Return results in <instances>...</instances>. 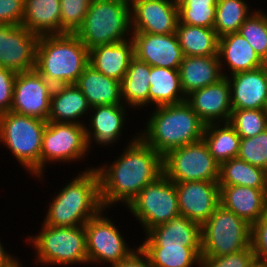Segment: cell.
<instances>
[{
  "mask_svg": "<svg viewBox=\"0 0 267 267\" xmlns=\"http://www.w3.org/2000/svg\"><path fill=\"white\" fill-rule=\"evenodd\" d=\"M132 138L114 163L96 167L104 209L119 202L127 207L144 187L163 174V157L138 134Z\"/></svg>",
  "mask_w": 267,
  "mask_h": 267,
  "instance_id": "6da1fadb",
  "label": "cell"
},
{
  "mask_svg": "<svg viewBox=\"0 0 267 267\" xmlns=\"http://www.w3.org/2000/svg\"><path fill=\"white\" fill-rule=\"evenodd\" d=\"M138 136L162 157L170 150L202 140L206 124L185 101L153 108Z\"/></svg>",
  "mask_w": 267,
  "mask_h": 267,
  "instance_id": "7a4b0ae2",
  "label": "cell"
},
{
  "mask_svg": "<svg viewBox=\"0 0 267 267\" xmlns=\"http://www.w3.org/2000/svg\"><path fill=\"white\" fill-rule=\"evenodd\" d=\"M81 172L53 197L43 224L52 227L81 226L104 209L97 169L87 167Z\"/></svg>",
  "mask_w": 267,
  "mask_h": 267,
  "instance_id": "3957f363",
  "label": "cell"
},
{
  "mask_svg": "<svg viewBox=\"0 0 267 267\" xmlns=\"http://www.w3.org/2000/svg\"><path fill=\"white\" fill-rule=\"evenodd\" d=\"M89 64V49L75 34L39 36L35 70L53 87L75 84Z\"/></svg>",
  "mask_w": 267,
  "mask_h": 267,
  "instance_id": "277c9868",
  "label": "cell"
},
{
  "mask_svg": "<svg viewBox=\"0 0 267 267\" xmlns=\"http://www.w3.org/2000/svg\"><path fill=\"white\" fill-rule=\"evenodd\" d=\"M132 32L130 5L116 0H92L75 35L90 50L131 39Z\"/></svg>",
  "mask_w": 267,
  "mask_h": 267,
  "instance_id": "5b68a950",
  "label": "cell"
},
{
  "mask_svg": "<svg viewBox=\"0 0 267 267\" xmlns=\"http://www.w3.org/2000/svg\"><path fill=\"white\" fill-rule=\"evenodd\" d=\"M47 121L8 111L0 114V142L32 176H41L42 136Z\"/></svg>",
  "mask_w": 267,
  "mask_h": 267,
  "instance_id": "8992f818",
  "label": "cell"
},
{
  "mask_svg": "<svg viewBox=\"0 0 267 267\" xmlns=\"http://www.w3.org/2000/svg\"><path fill=\"white\" fill-rule=\"evenodd\" d=\"M39 234L29 235L27 240L36 252L39 265L88 264L86 231L84 225L76 227H52L43 224Z\"/></svg>",
  "mask_w": 267,
  "mask_h": 267,
  "instance_id": "52a82bcc",
  "label": "cell"
},
{
  "mask_svg": "<svg viewBox=\"0 0 267 267\" xmlns=\"http://www.w3.org/2000/svg\"><path fill=\"white\" fill-rule=\"evenodd\" d=\"M201 257H220L251 246V225L219 205L201 226Z\"/></svg>",
  "mask_w": 267,
  "mask_h": 267,
  "instance_id": "ba28073f",
  "label": "cell"
},
{
  "mask_svg": "<svg viewBox=\"0 0 267 267\" xmlns=\"http://www.w3.org/2000/svg\"><path fill=\"white\" fill-rule=\"evenodd\" d=\"M145 233L180 216L175 183L164 174L144 187L127 205Z\"/></svg>",
  "mask_w": 267,
  "mask_h": 267,
  "instance_id": "9c48e42d",
  "label": "cell"
},
{
  "mask_svg": "<svg viewBox=\"0 0 267 267\" xmlns=\"http://www.w3.org/2000/svg\"><path fill=\"white\" fill-rule=\"evenodd\" d=\"M219 169L203 139L163 156V174L173 182L218 181Z\"/></svg>",
  "mask_w": 267,
  "mask_h": 267,
  "instance_id": "30bf717a",
  "label": "cell"
},
{
  "mask_svg": "<svg viewBox=\"0 0 267 267\" xmlns=\"http://www.w3.org/2000/svg\"><path fill=\"white\" fill-rule=\"evenodd\" d=\"M88 152L85 125L47 121L42 136L41 176L37 178H43L47 163L80 161Z\"/></svg>",
  "mask_w": 267,
  "mask_h": 267,
  "instance_id": "8fae6325",
  "label": "cell"
},
{
  "mask_svg": "<svg viewBox=\"0 0 267 267\" xmlns=\"http://www.w3.org/2000/svg\"><path fill=\"white\" fill-rule=\"evenodd\" d=\"M101 210L84 225L88 264L109 265L127 258L135 249H130L117 226L104 216ZM103 213V215H102Z\"/></svg>",
  "mask_w": 267,
  "mask_h": 267,
  "instance_id": "7c38bea8",
  "label": "cell"
},
{
  "mask_svg": "<svg viewBox=\"0 0 267 267\" xmlns=\"http://www.w3.org/2000/svg\"><path fill=\"white\" fill-rule=\"evenodd\" d=\"M53 88L35 69L17 73L10 111L48 121Z\"/></svg>",
  "mask_w": 267,
  "mask_h": 267,
  "instance_id": "4fadbf2b",
  "label": "cell"
},
{
  "mask_svg": "<svg viewBox=\"0 0 267 267\" xmlns=\"http://www.w3.org/2000/svg\"><path fill=\"white\" fill-rule=\"evenodd\" d=\"M37 41L22 25H0V67L16 73L34 70Z\"/></svg>",
  "mask_w": 267,
  "mask_h": 267,
  "instance_id": "5bb4252c",
  "label": "cell"
},
{
  "mask_svg": "<svg viewBox=\"0 0 267 267\" xmlns=\"http://www.w3.org/2000/svg\"><path fill=\"white\" fill-rule=\"evenodd\" d=\"M181 216L203 225L220 205L218 181L174 182Z\"/></svg>",
  "mask_w": 267,
  "mask_h": 267,
  "instance_id": "9a60e30c",
  "label": "cell"
},
{
  "mask_svg": "<svg viewBox=\"0 0 267 267\" xmlns=\"http://www.w3.org/2000/svg\"><path fill=\"white\" fill-rule=\"evenodd\" d=\"M132 31L150 34L176 33L178 5L173 0L133 1Z\"/></svg>",
  "mask_w": 267,
  "mask_h": 267,
  "instance_id": "2e32d148",
  "label": "cell"
},
{
  "mask_svg": "<svg viewBox=\"0 0 267 267\" xmlns=\"http://www.w3.org/2000/svg\"><path fill=\"white\" fill-rule=\"evenodd\" d=\"M134 55L150 66L179 69L183 53L176 33L132 32Z\"/></svg>",
  "mask_w": 267,
  "mask_h": 267,
  "instance_id": "e0dca14e",
  "label": "cell"
},
{
  "mask_svg": "<svg viewBox=\"0 0 267 267\" xmlns=\"http://www.w3.org/2000/svg\"><path fill=\"white\" fill-rule=\"evenodd\" d=\"M186 102L206 125L228 122L233 111L228 78L222 77L210 86L192 91Z\"/></svg>",
  "mask_w": 267,
  "mask_h": 267,
  "instance_id": "ac0fdd59",
  "label": "cell"
},
{
  "mask_svg": "<svg viewBox=\"0 0 267 267\" xmlns=\"http://www.w3.org/2000/svg\"><path fill=\"white\" fill-rule=\"evenodd\" d=\"M231 76V77H230ZM228 75L233 110L261 109L267 102V64L252 71Z\"/></svg>",
  "mask_w": 267,
  "mask_h": 267,
  "instance_id": "d6986e66",
  "label": "cell"
},
{
  "mask_svg": "<svg viewBox=\"0 0 267 267\" xmlns=\"http://www.w3.org/2000/svg\"><path fill=\"white\" fill-rule=\"evenodd\" d=\"M220 186V205L251 226L267 214V189L247 186Z\"/></svg>",
  "mask_w": 267,
  "mask_h": 267,
  "instance_id": "ffe728a7",
  "label": "cell"
},
{
  "mask_svg": "<svg viewBox=\"0 0 267 267\" xmlns=\"http://www.w3.org/2000/svg\"><path fill=\"white\" fill-rule=\"evenodd\" d=\"M126 109L127 107L123 104L99 105L90 109L94 114H90L89 126L85 122L88 150L92 147L90 144L93 140L100 146L108 147L120 139L127 118L125 117Z\"/></svg>",
  "mask_w": 267,
  "mask_h": 267,
  "instance_id": "44dd1931",
  "label": "cell"
},
{
  "mask_svg": "<svg viewBox=\"0 0 267 267\" xmlns=\"http://www.w3.org/2000/svg\"><path fill=\"white\" fill-rule=\"evenodd\" d=\"M218 57L224 77L228 76L223 69L225 65L228 66L229 75L252 71L266 65L239 32L228 33L219 37Z\"/></svg>",
  "mask_w": 267,
  "mask_h": 267,
  "instance_id": "7402d4cb",
  "label": "cell"
},
{
  "mask_svg": "<svg viewBox=\"0 0 267 267\" xmlns=\"http://www.w3.org/2000/svg\"><path fill=\"white\" fill-rule=\"evenodd\" d=\"M134 56V42L131 38L90 49L89 64L105 76L121 82Z\"/></svg>",
  "mask_w": 267,
  "mask_h": 267,
  "instance_id": "603a6c76",
  "label": "cell"
},
{
  "mask_svg": "<svg viewBox=\"0 0 267 267\" xmlns=\"http://www.w3.org/2000/svg\"><path fill=\"white\" fill-rule=\"evenodd\" d=\"M140 245H185L201 247V225L185 216L151 228Z\"/></svg>",
  "mask_w": 267,
  "mask_h": 267,
  "instance_id": "cb8c5ba5",
  "label": "cell"
},
{
  "mask_svg": "<svg viewBox=\"0 0 267 267\" xmlns=\"http://www.w3.org/2000/svg\"><path fill=\"white\" fill-rule=\"evenodd\" d=\"M179 74L185 96L194 90L210 86L224 77L218 55L183 56Z\"/></svg>",
  "mask_w": 267,
  "mask_h": 267,
  "instance_id": "d4e9b609",
  "label": "cell"
},
{
  "mask_svg": "<svg viewBox=\"0 0 267 267\" xmlns=\"http://www.w3.org/2000/svg\"><path fill=\"white\" fill-rule=\"evenodd\" d=\"M90 109L87 98L75 84L55 86L51 94L48 121L85 125L80 118L88 115Z\"/></svg>",
  "mask_w": 267,
  "mask_h": 267,
  "instance_id": "484cf974",
  "label": "cell"
},
{
  "mask_svg": "<svg viewBox=\"0 0 267 267\" xmlns=\"http://www.w3.org/2000/svg\"><path fill=\"white\" fill-rule=\"evenodd\" d=\"M75 85L92 108L99 105L123 104L121 82L107 77L88 64Z\"/></svg>",
  "mask_w": 267,
  "mask_h": 267,
  "instance_id": "4316f807",
  "label": "cell"
},
{
  "mask_svg": "<svg viewBox=\"0 0 267 267\" xmlns=\"http://www.w3.org/2000/svg\"><path fill=\"white\" fill-rule=\"evenodd\" d=\"M60 0H25L22 26L39 36L61 34Z\"/></svg>",
  "mask_w": 267,
  "mask_h": 267,
  "instance_id": "83f0119b",
  "label": "cell"
},
{
  "mask_svg": "<svg viewBox=\"0 0 267 267\" xmlns=\"http://www.w3.org/2000/svg\"><path fill=\"white\" fill-rule=\"evenodd\" d=\"M149 103L163 106L186 101L180 84L179 69L150 66Z\"/></svg>",
  "mask_w": 267,
  "mask_h": 267,
  "instance_id": "f1b7e54d",
  "label": "cell"
},
{
  "mask_svg": "<svg viewBox=\"0 0 267 267\" xmlns=\"http://www.w3.org/2000/svg\"><path fill=\"white\" fill-rule=\"evenodd\" d=\"M150 65L134 56L121 81L123 104L139 108L149 104Z\"/></svg>",
  "mask_w": 267,
  "mask_h": 267,
  "instance_id": "f546056e",
  "label": "cell"
},
{
  "mask_svg": "<svg viewBox=\"0 0 267 267\" xmlns=\"http://www.w3.org/2000/svg\"><path fill=\"white\" fill-rule=\"evenodd\" d=\"M153 267H192L199 265L201 247L185 245H139Z\"/></svg>",
  "mask_w": 267,
  "mask_h": 267,
  "instance_id": "4dcf8cb0",
  "label": "cell"
},
{
  "mask_svg": "<svg viewBox=\"0 0 267 267\" xmlns=\"http://www.w3.org/2000/svg\"><path fill=\"white\" fill-rule=\"evenodd\" d=\"M176 35L183 56L218 55V39L213 28L191 26L178 21Z\"/></svg>",
  "mask_w": 267,
  "mask_h": 267,
  "instance_id": "1f68e13d",
  "label": "cell"
},
{
  "mask_svg": "<svg viewBox=\"0 0 267 267\" xmlns=\"http://www.w3.org/2000/svg\"><path fill=\"white\" fill-rule=\"evenodd\" d=\"M219 185L267 189V171L236 157L220 164Z\"/></svg>",
  "mask_w": 267,
  "mask_h": 267,
  "instance_id": "d6a6232c",
  "label": "cell"
},
{
  "mask_svg": "<svg viewBox=\"0 0 267 267\" xmlns=\"http://www.w3.org/2000/svg\"><path fill=\"white\" fill-rule=\"evenodd\" d=\"M202 139L219 165L238 156L241 137L228 122L207 124Z\"/></svg>",
  "mask_w": 267,
  "mask_h": 267,
  "instance_id": "836d02e7",
  "label": "cell"
},
{
  "mask_svg": "<svg viewBox=\"0 0 267 267\" xmlns=\"http://www.w3.org/2000/svg\"><path fill=\"white\" fill-rule=\"evenodd\" d=\"M248 5L245 0H217L213 29L218 37L239 32L240 26L252 13Z\"/></svg>",
  "mask_w": 267,
  "mask_h": 267,
  "instance_id": "e575fe53",
  "label": "cell"
},
{
  "mask_svg": "<svg viewBox=\"0 0 267 267\" xmlns=\"http://www.w3.org/2000/svg\"><path fill=\"white\" fill-rule=\"evenodd\" d=\"M216 3L217 0H181L177 3L179 22L213 28Z\"/></svg>",
  "mask_w": 267,
  "mask_h": 267,
  "instance_id": "d590c367",
  "label": "cell"
},
{
  "mask_svg": "<svg viewBox=\"0 0 267 267\" xmlns=\"http://www.w3.org/2000/svg\"><path fill=\"white\" fill-rule=\"evenodd\" d=\"M239 33L267 64V15L261 10L254 9L240 26Z\"/></svg>",
  "mask_w": 267,
  "mask_h": 267,
  "instance_id": "8d00e7d4",
  "label": "cell"
},
{
  "mask_svg": "<svg viewBox=\"0 0 267 267\" xmlns=\"http://www.w3.org/2000/svg\"><path fill=\"white\" fill-rule=\"evenodd\" d=\"M228 123L241 138H251L267 129V112L261 109L233 110Z\"/></svg>",
  "mask_w": 267,
  "mask_h": 267,
  "instance_id": "74e56055",
  "label": "cell"
},
{
  "mask_svg": "<svg viewBox=\"0 0 267 267\" xmlns=\"http://www.w3.org/2000/svg\"><path fill=\"white\" fill-rule=\"evenodd\" d=\"M238 158L267 171V129L251 138H241Z\"/></svg>",
  "mask_w": 267,
  "mask_h": 267,
  "instance_id": "f35d334b",
  "label": "cell"
},
{
  "mask_svg": "<svg viewBox=\"0 0 267 267\" xmlns=\"http://www.w3.org/2000/svg\"><path fill=\"white\" fill-rule=\"evenodd\" d=\"M92 0H60L61 34H75L81 27Z\"/></svg>",
  "mask_w": 267,
  "mask_h": 267,
  "instance_id": "ab89813d",
  "label": "cell"
},
{
  "mask_svg": "<svg viewBox=\"0 0 267 267\" xmlns=\"http://www.w3.org/2000/svg\"><path fill=\"white\" fill-rule=\"evenodd\" d=\"M251 246L256 260L267 265V214L251 226Z\"/></svg>",
  "mask_w": 267,
  "mask_h": 267,
  "instance_id": "60d3db41",
  "label": "cell"
},
{
  "mask_svg": "<svg viewBox=\"0 0 267 267\" xmlns=\"http://www.w3.org/2000/svg\"><path fill=\"white\" fill-rule=\"evenodd\" d=\"M25 0H0V25H21Z\"/></svg>",
  "mask_w": 267,
  "mask_h": 267,
  "instance_id": "b9f144b4",
  "label": "cell"
},
{
  "mask_svg": "<svg viewBox=\"0 0 267 267\" xmlns=\"http://www.w3.org/2000/svg\"><path fill=\"white\" fill-rule=\"evenodd\" d=\"M16 72L0 67V114L10 111Z\"/></svg>",
  "mask_w": 267,
  "mask_h": 267,
  "instance_id": "7bdbcfd3",
  "label": "cell"
},
{
  "mask_svg": "<svg viewBox=\"0 0 267 267\" xmlns=\"http://www.w3.org/2000/svg\"><path fill=\"white\" fill-rule=\"evenodd\" d=\"M252 246L237 253L226 255V267H248L255 260Z\"/></svg>",
  "mask_w": 267,
  "mask_h": 267,
  "instance_id": "ee69618b",
  "label": "cell"
},
{
  "mask_svg": "<svg viewBox=\"0 0 267 267\" xmlns=\"http://www.w3.org/2000/svg\"><path fill=\"white\" fill-rule=\"evenodd\" d=\"M110 267H153L145 254L138 247L124 260L110 265Z\"/></svg>",
  "mask_w": 267,
  "mask_h": 267,
  "instance_id": "f6af8a7d",
  "label": "cell"
},
{
  "mask_svg": "<svg viewBox=\"0 0 267 267\" xmlns=\"http://www.w3.org/2000/svg\"><path fill=\"white\" fill-rule=\"evenodd\" d=\"M1 241H0V267H22L20 261L17 257H14L12 254L4 250ZM13 256V257H12Z\"/></svg>",
  "mask_w": 267,
  "mask_h": 267,
  "instance_id": "bcb514c9",
  "label": "cell"
},
{
  "mask_svg": "<svg viewBox=\"0 0 267 267\" xmlns=\"http://www.w3.org/2000/svg\"><path fill=\"white\" fill-rule=\"evenodd\" d=\"M199 267H226V255L220 257H201Z\"/></svg>",
  "mask_w": 267,
  "mask_h": 267,
  "instance_id": "7dc6e473",
  "label": "cell"
},
{
  "mask_svg": "<svg viewBox=\"0 0 267 267\" xmlns=\"http://www.w3.org/2000/svg\"><path fill=\"white\" fill-rule=\"evenodd\" d=\"M248 267H267L262 261L254 260Z\"/></svg>",
  "mask_w": 267,
  "mask_h": 267,
  "instance_id": "c3c4849f",
  "label": "cell"
},
{
  "mask_svg": "<svg viewBox=\"0 0 267 267\" xmlns=\"http://www.w3.org/2000/svg\"><path fill=\"white\" fill-rule=\"evenodd\" d=\"M116 1L124 2V3H126V4H128V5H130V6H131V4L133 3V0H116Z\"/></svg>",
  "mask_w": 267,
  "mask_h": 267,
  "instance_id": "681fc988",
  "label": "cell"
},
{
  "mask_svg": "<svg viewBox=\"0 0 267 267\" xmlns=\"http://www.w3.org/2000/svg\"><path fill=\"white\" fill-rule=\"evenodd\" d=\"M175 3H179L181 0H173Z\"/></svg>",
  "mask_w": 267,
  "mask_h": 267,
  "instance_id": "f907efd6",
  "label": "cell"
},
{
  "mask_svg": "<svg viewBox=\"0 0 267 267\" xmlns=\"http://www.w3.org/2000/svg\"><path fill=\"white\" fill-rule=\"evenodd\" d=\"M264 110L267 112V102H266V106H265V109Z\"/></svg>",
  "mask_w": 267,
  "mask_h": 267,
  "instance_id": "816d5d0a",
  "label": "cell"
}]
</instances>
